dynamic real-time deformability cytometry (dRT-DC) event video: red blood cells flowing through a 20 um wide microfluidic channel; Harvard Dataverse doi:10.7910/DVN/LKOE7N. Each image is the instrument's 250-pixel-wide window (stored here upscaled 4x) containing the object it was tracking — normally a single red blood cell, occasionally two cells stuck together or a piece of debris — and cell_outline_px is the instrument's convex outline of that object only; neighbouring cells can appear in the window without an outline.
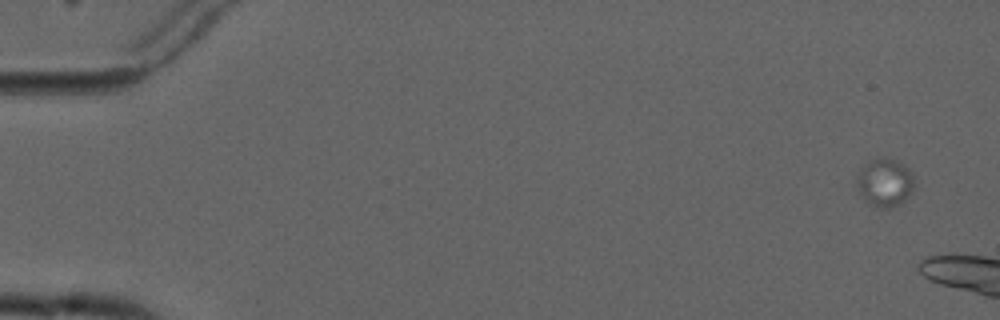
{"species": "common noctule bat (a hibernating species)", "species_latin": "Nyctalus noctula", "temperature_condition": "cold", "stored_images_in_passage": 7, "camera_frame_rate_fps": 3000, "um_per_image_px": 0.085, "animal": {"sex": "male", "forearm_length_mm": 52.5}, "frame": {"image": 1, "passage_image": 1, "time_ms": 0.0, "image_size_px": [1000, 320], "cell_outline_px": [[912, 192], [900, 204], [888, 208], [872, 208], [864, 200], [860, 192], [856, 180], [856, 176], [864, 164], [868, 160], [876, 156], [884, 156], [900, 160], [912, 172]], "centroid_in_image_um": [75.18, 15.48], "position_along_channel_um": 9.8, "area_um2": 16.59}}